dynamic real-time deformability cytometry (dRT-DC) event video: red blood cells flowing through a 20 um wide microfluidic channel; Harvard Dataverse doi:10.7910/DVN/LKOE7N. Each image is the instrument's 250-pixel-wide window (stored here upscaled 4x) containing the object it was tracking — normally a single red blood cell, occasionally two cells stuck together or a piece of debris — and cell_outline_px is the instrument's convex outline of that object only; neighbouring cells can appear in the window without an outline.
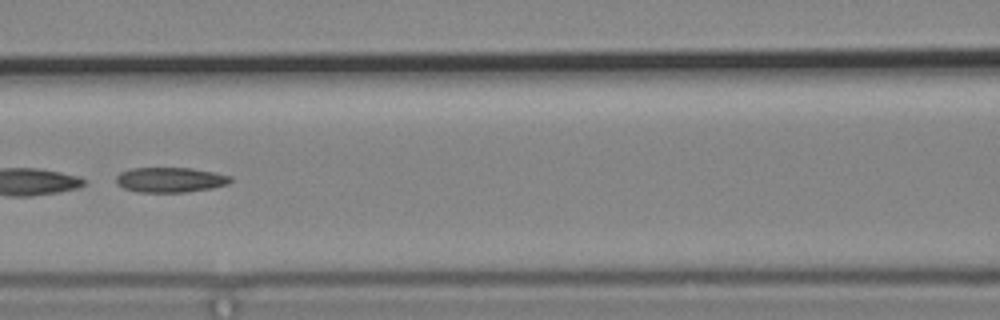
{"species": "common noctule bat (a hibernating species)", "species_latin": "Nyctalus noctula", "temperature_condition": "cold", "stored_images_in_passage": 45, "segment_of_instrument_passage": [2, 2], "camera_frame_rate_fps": 3000, "um_per_image_px": 0.085, "animal": {"sex": "male", "body_mass_g": 19.2, "forearm_length_mm": 51.8}, "frame": {"image": 1, "passage_image": 16, "time_ms": 5.0, "image_size_px": [1000, 320], "cell_outline_px": [[232, 180], [228, 184], [212, 188], [184, 192], [140, 192], [124, 188], [116, 184], [116, 176], [120, 172], [132, 168], [192, 168], [232, 176]], "centroid_in_image_um": [14.46, 15.28], "position_along_channel_um": 152.1, "area_um2": 16.65}}